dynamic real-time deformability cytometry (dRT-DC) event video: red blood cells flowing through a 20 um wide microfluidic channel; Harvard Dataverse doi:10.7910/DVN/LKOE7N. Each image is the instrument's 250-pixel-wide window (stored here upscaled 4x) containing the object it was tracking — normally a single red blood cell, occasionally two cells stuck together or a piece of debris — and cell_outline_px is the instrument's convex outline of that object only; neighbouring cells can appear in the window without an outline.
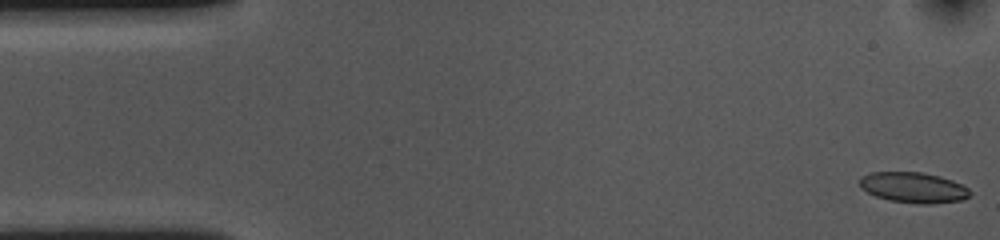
{"species": "common noctule bat (a hibernating species)", "species_latin": "Nyctalus noctula", "temperature_condition": "cold", "stored_images_in_passage": 54, "camera_frame_rate_fps": 3000, "um_per_image_px": 0.085, "animal": {"sex": "female", "body_mass_g": 10.0, "forearm_length_mm": 53.1}, "frame": {"image": 1, "passage_image": 1, "time_ms": 0.0, "image_size_px": [1000, 240], "cell_outline_px": [[972, 192], [964, 200], [932, 204], [916, 204], [888, 200], [876, 196], [860, 188], [860, 176], [872, 172], [924, 172], [940, 176], [952, 180], [968, 188]], "centroid_in_image_um": [77.65, 15.94], "position_along_channel_um": 7.4, "area_um2": 19.83}}
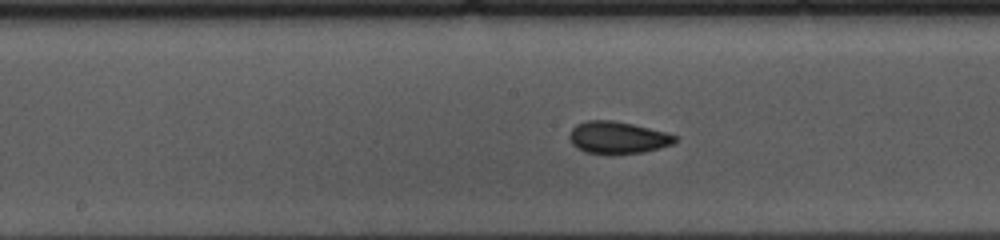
{"frame": {"image": 2, "passage_image": 26, "time_ms": 8.333, "image_size_px": [1000, 240], "cell_outline_px": [[680, 140], [672, 144], [660, 148], [644, 152], [612, 156], [608, 156], [588, 152], [576, 148], [572, 144], [568, 136], [572, 128], [576, 124], [584, 120], [612, 120], [632, 124], [668, 132], [676, 136]], "centroid_in_image_um": [52.51, 11.72], "position_along_channel_um": 195.7, "area_um2": 20.4}}
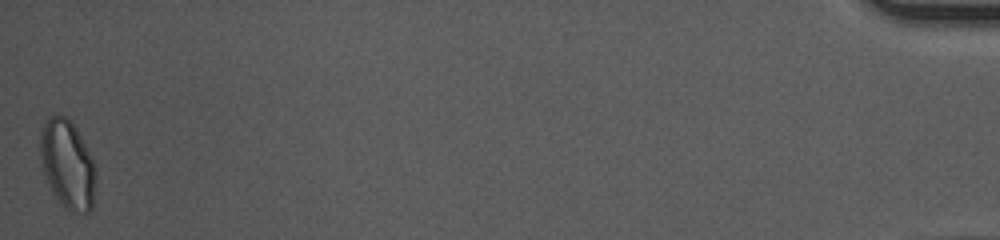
{"frame": {"image": 3, "passage_image": 54, "time_ms": 17.667, "image_size_px": [1000, 240], "cell_outline_px": [[96, 176], [92, 208], [88, 212], [72, 212], [64, 208], [60, 204], [52, 192], [48, 184], [40, 160], [40, 132], [48, 116], [64, 116], [76, 128], [92, 160], [96, 172]], "centroid_in_image_um": [5.72, 14.01], "position_along_channel_um": 429.5, "area_um2": 28.44}, "authors_computed_cell_mechanics": {"area_um2": 19.941, "velocity_mm_per_s": 3.6023, "shape_relaxation_time_tau1_ms": 3.4917, "shape_relaxation_time_tau2_ms": 2.2594, "deformation_change_tau1": 0.096, "deformation_change_tau2": 0.0546}}